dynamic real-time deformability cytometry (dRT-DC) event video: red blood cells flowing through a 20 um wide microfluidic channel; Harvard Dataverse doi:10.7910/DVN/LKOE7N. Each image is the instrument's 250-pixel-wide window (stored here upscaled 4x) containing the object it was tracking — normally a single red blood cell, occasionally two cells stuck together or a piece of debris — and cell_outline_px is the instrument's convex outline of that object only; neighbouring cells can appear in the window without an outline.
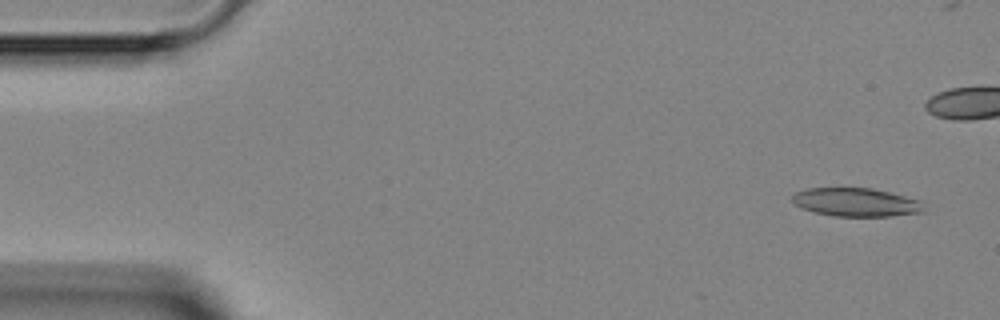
{"species": "Egyptian fruit bat (a non-hibernating species)", "species_latin": "Rousettus aegyptiacus", "temperature_condition": "room temperature", "stored_images_in_passage": 3, "camera_frame_rate_fps": 3000, "um_per_image_px": 0.085, "animal": {"sex": "female"}, "frame": {"image": 1, "passage_image": 1, "time_ms": 0.0, "image_size_px": [1000, 320], "cell_outline_px": [[924, 212], [892, 216], [832, 216], [816, 212], [804, 208], [796, 204], [792, 200], [792, 196], [796, 192], [808, 188], [872, 188], [920, 200]], "centroid_in_image_um": [72.77, 17.19], "position_along_channel_um": 12.2, "area_um2": 21.56}}